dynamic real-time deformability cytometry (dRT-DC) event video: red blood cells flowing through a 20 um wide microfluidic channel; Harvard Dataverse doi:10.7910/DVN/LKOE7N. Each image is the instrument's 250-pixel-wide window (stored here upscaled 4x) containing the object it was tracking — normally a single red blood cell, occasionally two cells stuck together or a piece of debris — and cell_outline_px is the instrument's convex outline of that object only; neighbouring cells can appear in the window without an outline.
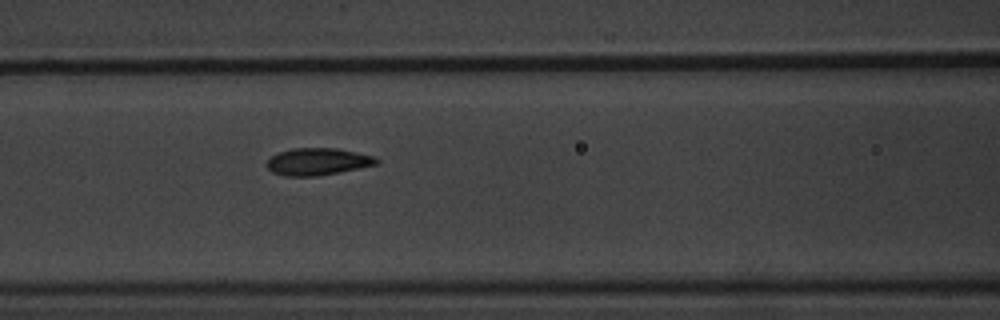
{"species": "common noctule bat (a hibernating species)", "species_latin": "Nyctalus noctula", "temperature_condition": "warm", "stored_images_in_passage": 8, "camera_frame_rate_fps": 3000, "um_per_image_px": 0.085, "animal": {"sex": "male", "body_mass_g": 20.1, "forearm_length_mm": 53.5}, "frame": {"image": 1, "passage_image": 8, "time_ms": 9.333, "image_size_px": [1000, 320], "cell_outline_px": [[380, 160], [376, 164], [316, 176], [284, 176], [272, 172], [268, 168], [268, 160], [272, 156], [280, 152], [292, 148], [336, 148], [376, 156]], "centroid_in_image_um": [27.0, 13.73], "position_along_channel_um": 139.6, "area_um2": 17.05}}